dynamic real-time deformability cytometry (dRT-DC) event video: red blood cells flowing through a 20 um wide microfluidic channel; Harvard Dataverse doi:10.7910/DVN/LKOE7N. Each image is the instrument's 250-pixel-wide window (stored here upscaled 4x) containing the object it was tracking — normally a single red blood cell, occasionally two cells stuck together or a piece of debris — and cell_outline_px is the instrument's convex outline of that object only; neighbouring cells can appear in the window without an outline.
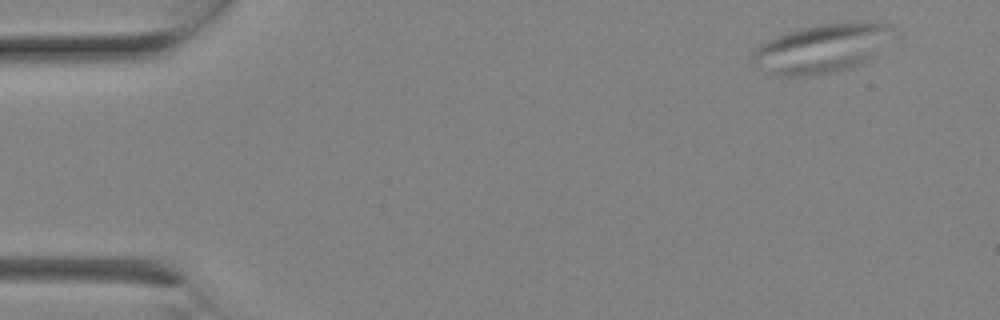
{"species": "Egyptian fruit bat (a non-hibernating species)", "species_latin": "Rousettus aegyptiacus", "temperature_condition": "room temperature", "stored_images_in_passage": 2, "camera_frame_rate_fps": 3000, "um_per_image_px": 0.085, "animal": {"sex": "female"}, "frame": {"image": 1, "passage_image": 1, "time_ms": 0.0, "image_size_px": [1000, 320], "cell_outline_px": [[896, 28], [872, 56], [860, 64], [836, 72], [820, 76], [780, 76], [764, 72], [752, 60], [752, 52], [760, 44], [776, 36], [800, 28], [820, 24], [844, 20], [876, 20], [892, 24]], "centroid_in_image_um": [69.86, 4.08], "position_along_channel_um": 15.1, "area_um2": 40.63}}
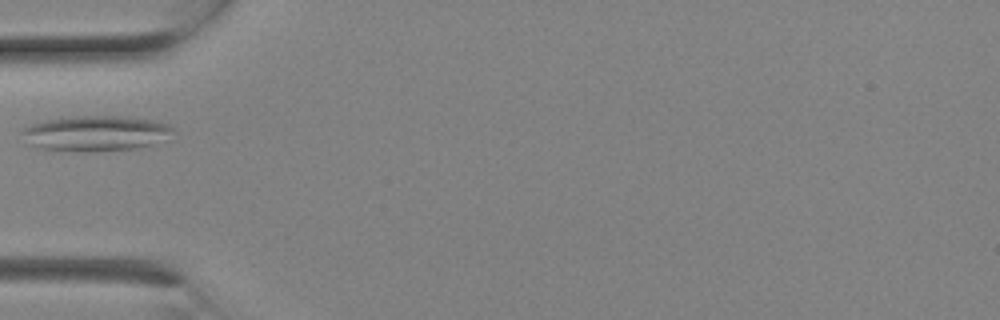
{"frame": {"image": 2, "passage_image": 2, "time_ms": 0.333, "image_size_px": [1000, 320], "cell_outline_px": [[172, 128], [148, 144], [132, 148], [92, 152], [80, 152], [44, 148], [28, 144], [20, 132], [24, 128], [32, 124], [44, 120], [72, 116], [120, 116], [148, 120], [168, 124]], "centroid_in_image_um": [7.93, 11.32], "position_along_channel_um": 77.1, "area_um2": 30.0}}